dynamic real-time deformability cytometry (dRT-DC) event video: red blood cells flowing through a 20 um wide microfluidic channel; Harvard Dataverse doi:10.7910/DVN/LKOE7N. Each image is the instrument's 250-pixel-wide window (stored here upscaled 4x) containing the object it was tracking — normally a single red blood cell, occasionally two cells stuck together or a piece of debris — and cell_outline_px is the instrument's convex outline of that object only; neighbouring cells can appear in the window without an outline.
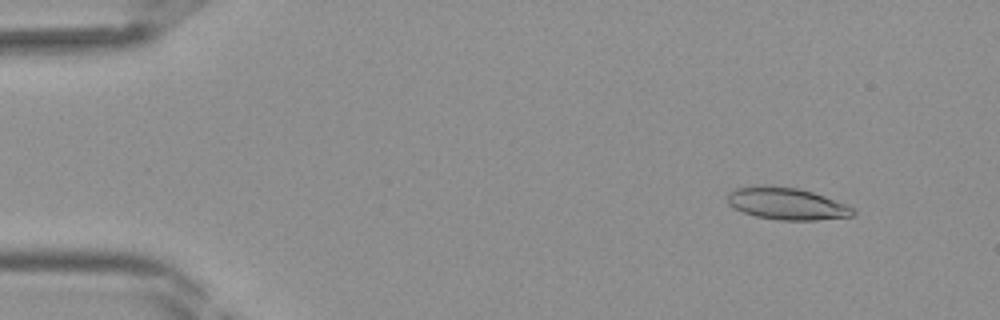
{"species": "Egyptian fruit bat (a non-hibernating species)", "species_latin": "Rousettus aegyptiacus", "temperature_condition": "room temperature", "stored_images_in_passage": 40, "camera_frame_rate_fps": 3000, "um_per_image_px": 0.085, "frame": {"image": 1, "passage_image": 4, "time_ms": 1.0, "image_size_px": [1000, 320], "cell_outline_px": [[856, 212], [852, 216], [816, 220], [780, 220], [756, 216], [732, 208], [728, 204], [728, 192], [736, 188], [756, 184], [772, 184], [800, 188], [848, 204], [856, 208]], "centroid_in_image_um": [66.87, 17.28], "position_along_channel_um": 18.1, "area_um2": 23.99}}
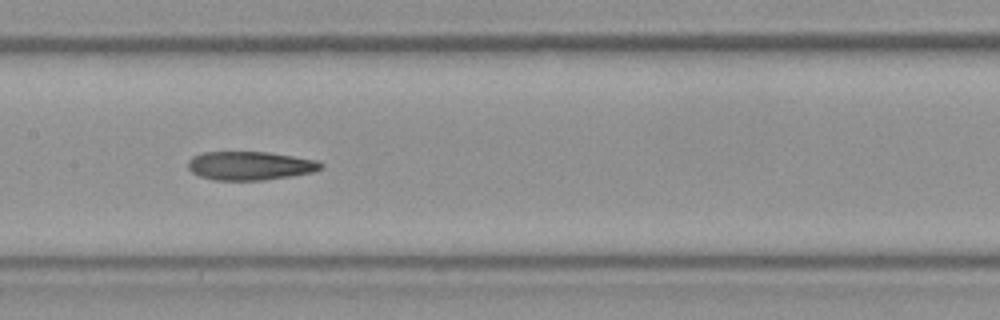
{"frame": {"image": 2, "passage_image": 20, "time_ms": 6.333, "image_size_px": [1000, 320], "cell_outline_px": [[324, 168], [312, 172], [292, 176], [264, 180], [212, 180], [200, 176], [192, 172], [188, 168], [188, 160], [192, 156], [204, 152], [268, 152], [320, 160], [324, 164]], "centroid_in_image_um": [21.29, 14.08], "position_along_channel_um": 186.1, "area_um2": 22.43}}
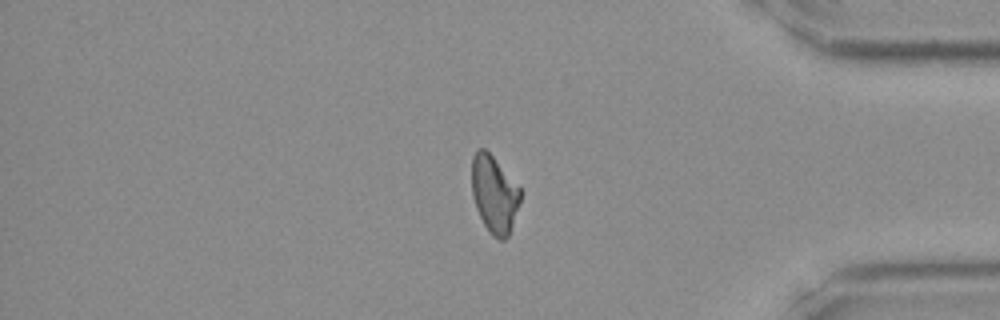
{"frame": {"image": 3, "passage_image": 34, "time_ms": 11.0, "image_size_px": [1000, 320], "cell_outline_px": [[520, 200], [508, 236], [504, 240], [500, 240], [492, 236], [488, 232], [476, 208], [472, 196], [472, 156], [476, 148], [484, 148], [492, 156], [520, 188]], "centroid_in_image_um": [41.98, 16.51], "position_along_channel_um": 393.2, "area_um2": 21.62}}